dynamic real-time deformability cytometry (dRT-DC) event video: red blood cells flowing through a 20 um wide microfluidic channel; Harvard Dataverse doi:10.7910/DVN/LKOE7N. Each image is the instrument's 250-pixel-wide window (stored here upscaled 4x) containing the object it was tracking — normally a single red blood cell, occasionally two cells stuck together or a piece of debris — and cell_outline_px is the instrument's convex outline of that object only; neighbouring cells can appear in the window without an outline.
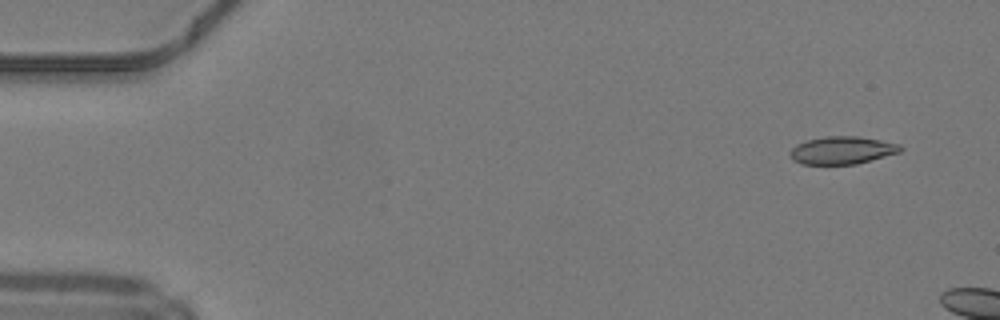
{"species": "common noctule bat (a hibernating species)", "species_latin": "Nyctalus noctula", "temperature_condition": "warm", "stored_images_in_passage": 10, "camera_frame_rate_fps": 3000, "um_per_image_px": 0.085, "animal": {"sex": "male", "body_mass_g": 19.2, "forearm_length_mm": 51.8}, "frame": {"image": 1, "passage_image": 4, "time_ms": 1.0, "image_size_px": [1000, 320], "cell_outline_px": [[904, 148], [900, 152], [856, 164], [800, 164], [792, 160], [788, 152], [796, 144], [804, 140], [824, 136], [856, 136], [880, 140], [900, 144]], "centroid_in_image_um": [71.54, 12.77], "position_along_channel_um": 13.5, "area_um2": 17.98}}